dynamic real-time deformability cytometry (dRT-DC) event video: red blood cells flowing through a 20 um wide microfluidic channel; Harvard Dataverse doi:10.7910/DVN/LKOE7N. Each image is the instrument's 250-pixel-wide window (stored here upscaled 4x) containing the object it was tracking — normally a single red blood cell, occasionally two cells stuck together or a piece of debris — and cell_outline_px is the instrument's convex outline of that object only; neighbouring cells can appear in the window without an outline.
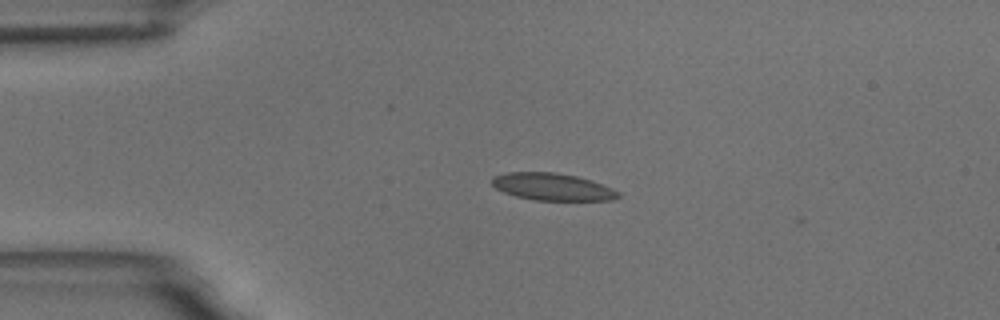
{"species": "common noctule bat (a hibernating species)", "species_latin": "Nyctalus noctula", "temperature_condition": "room temperature", "stored_images_in_passage": 45, "camera_frame_rate_fps": 3000, "um_per_image_px": 0.085, "animal": {"sex": "male", "body_mass_g": 18.8}, "frame": {"image": 1, "passage_image": 1, "time_ms": 0.0, "image_size_px": [1000, 320], "cell_outline_px": [[620, 196], [612, 200], [536, 200], [516, 196], [504, 192], [496, 188], [492, 184], [492, 176], [508, 172], [556, 172], [576, 176], [592, 180], [612, 188], [620, 192]], "centroid_in_image_um": [46.96, 15.87], "position_along_channel_um": 38.0, "area_um2": 20.0}}
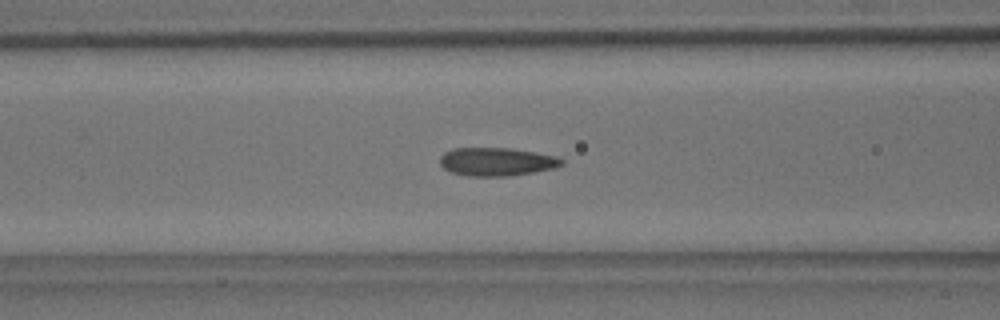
{"frame": {"image": 2, "passage_image": 11, "time_ms": 3.333, "image_size_px": [1000, 320], "cell_outline_px": [[564, 164], [556, 168], [512, 176], [468, 176], [452, 172], [444, 168], [440, 164], [440, 156], [444, 152], [452, 148], [512, 148], [556, 156], [564, 160]], "centroid_in_image_um": [42.23, 13.75], "position_along_channel_um": 124.4, "area_um2": 20.23}}
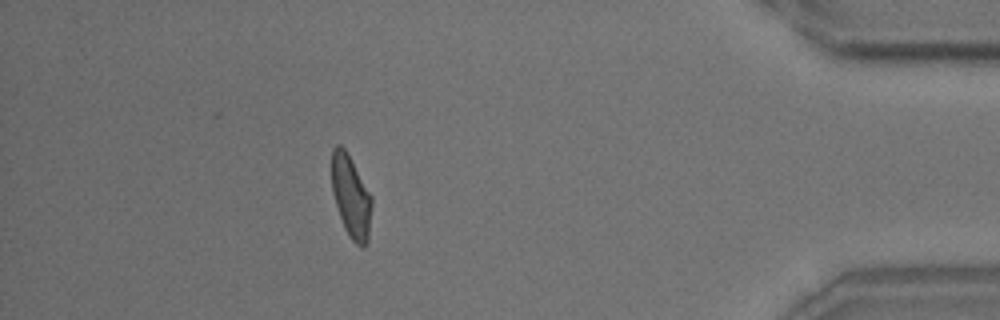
{"frame": {"image": 3, "passage_image": 39, "time_ms": 12.667, "image_size_px": [1000, 320], "cell_outline_px": [[372, 204], [368, 240], [364, 248], [360, 248], [348, 236], [344, 228], [332, 192], [332, 148], [336, 144], [340, 144], [344, 148], [372, 196]], "centroid_in_image_um": [29.84, 16.74], "position_along_channel_um": 405.4, "area_um2": 19.13}, "authors_computed_cell_mechanics": {"area_um2": 19.652, "velocity_mm_per_s": 3.5238, "shape_relaxation_time_tau1_ms": 7.1449, "shape_relaxation_time_tau2_ms": 1.4714, "deformation_change_tau1": 0.1846, "deformation_change_tau2": 0.0843}}